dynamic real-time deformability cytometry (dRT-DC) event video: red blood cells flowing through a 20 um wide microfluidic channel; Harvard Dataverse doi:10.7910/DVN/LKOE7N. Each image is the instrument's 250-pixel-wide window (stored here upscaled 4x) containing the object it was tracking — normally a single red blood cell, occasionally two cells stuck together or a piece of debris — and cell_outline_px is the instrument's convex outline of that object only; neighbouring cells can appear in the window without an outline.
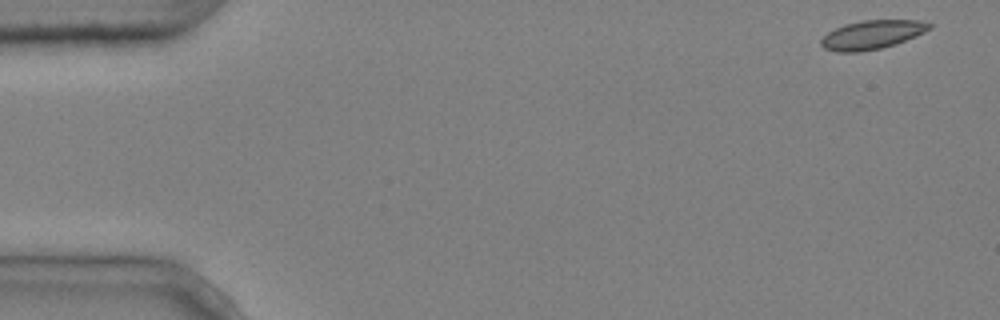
{"species": "common noctule bat (a hibernating species)", "species_latin": "Nyctalus noctula", "temperature_condition": "cold", "stored_images_in_passage": 8, "camera_frame_rate_fps": 3000, "um_per_image_px": 0.085, "animal": {"sex": "male", "body_mass_g": 20.4}, "frame": {"image": 1, "passage_image": 1, "time_ms": 0.0, "image_size_px": [1000, 320], "cell_outline_px": [[932, 28], [916, 36], [880, 48], [860, 52], [836, 52], [824, 48], [820, 44], [820, 40], [828, 32], [844, 24], [860, 20], [920, 20], [932, 24]], "centroid_in_image_um": [74.1, 2.94], "position_along_channel_um": 10.9, "area_um2": 18.09}}
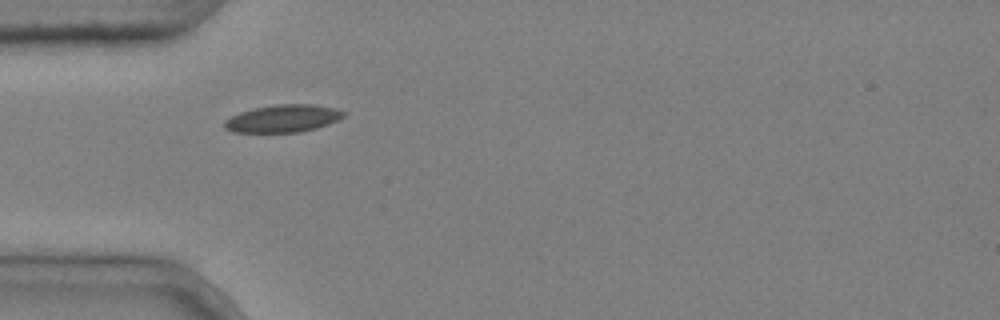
{"frame": {"image": 2, "passage_image": 5, "time_ms": 1.333, "image_size_px": [1000, 320], "cell_outline_px": [[348, 112], [344, 116], [328, 124], [316, 128], [300, 132], [232, 132], [224, 128], [224, 120], [240, 112], [256, 108], [276, 104], [312, 104], [336, 108]], "centroid_in_image_um": [24.07, 10.07], "position_along_channel_um": 60.9, "area_um2": 19.07}}